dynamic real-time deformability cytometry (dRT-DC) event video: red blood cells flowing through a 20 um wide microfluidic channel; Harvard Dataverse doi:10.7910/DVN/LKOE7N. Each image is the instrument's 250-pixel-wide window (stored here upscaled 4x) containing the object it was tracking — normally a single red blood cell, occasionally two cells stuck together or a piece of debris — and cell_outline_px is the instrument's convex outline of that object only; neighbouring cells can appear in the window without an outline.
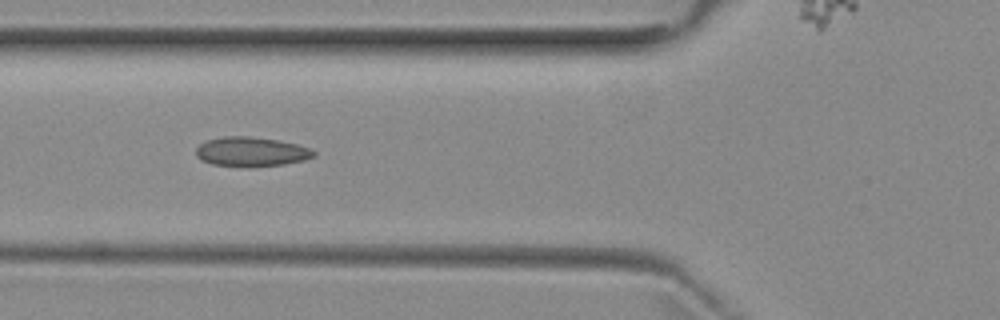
{"species": "common noctule bat (a hibernating species)", "species_latin": "Nyctalus noctula", "temperature_condition": "room temperature", "stored_images_in_passage": 7, "camera_frame_rate_fps": 3000, "um_per_image_px": 0.085, "animal": {"sex": "female", "body_mass_g": 29.2, "forearm_length_mm": 56.3}, "frame": {"image": 1, "passage_image": 6, "time_ms": 5.667, "image_size_px": [1000, 320], "cell_outline_px": [[316, 156], [304, 160], [284, 164], [248, 168], [212, 164], [200, 160], [196, 156], [196, 148], [200, 144], [208, 140], [224, 136], [248, 136], [276, 140], [296, 144], [312, 148], [316, 152]], "centroid_in_image_um": [21.36, 12.91], "position_along_channel_um": 104.4, "area_um2": 20.46}}
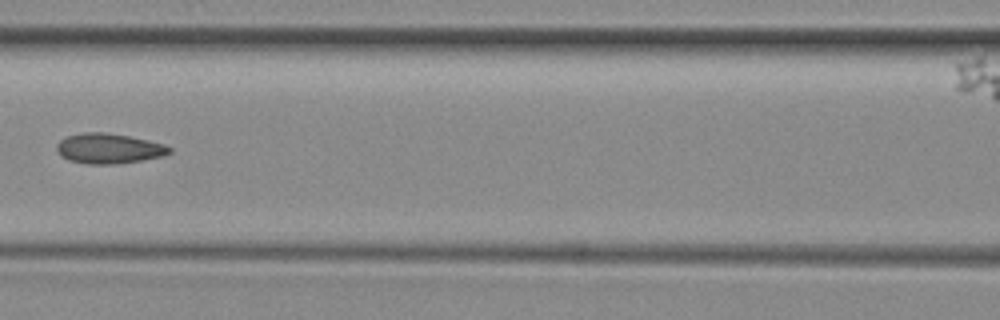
{"frame": {"image": 2, "passage_image": 7, "time_ms": 7.0, "image_size_px": [1000, 320], "cell_outline_px": [[172, 152], [164, 156], [116, 164], [88, 164], [68, 160], [60, 156], [56, 148], [56, 144], [60, 140], [68, 136], [84, 132], [104, 132], [128, 136], [148, 140], [164, 144], [172, 148]], "centroid_in_image_um": [9.24, 12.62], "position_along_channel_um": 157.4, "area_um2": 19.83}}